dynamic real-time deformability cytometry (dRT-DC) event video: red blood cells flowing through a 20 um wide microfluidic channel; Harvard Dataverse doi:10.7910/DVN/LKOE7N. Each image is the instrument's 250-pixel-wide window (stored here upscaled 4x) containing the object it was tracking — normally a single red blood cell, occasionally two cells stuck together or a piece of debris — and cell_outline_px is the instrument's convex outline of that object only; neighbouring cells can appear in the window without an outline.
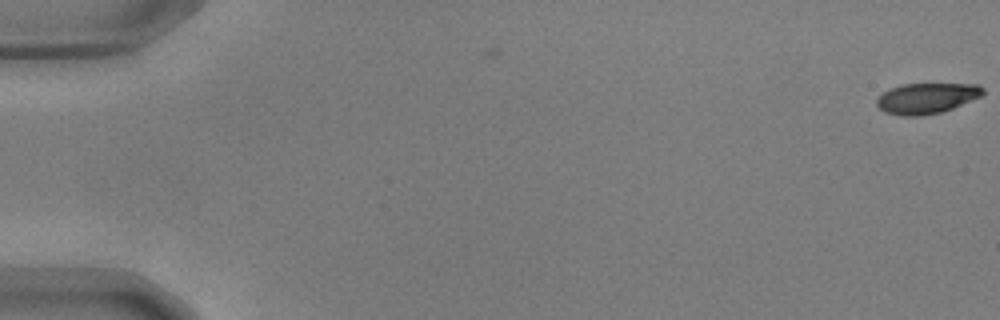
{"species": "common noctule bat (a hibernating species)", "species_latin": "Nyctalus noctula", "temperature_condition": "warm", "stored_images_in_passage": 3, "camera_frame_rate_fps": 3000, "um_per_image_px": 0.085, "animal": {"sex": "male", "body_mass_g": 17.9, "forearm_length_mm": 54.2}, "frame": {"image": 1, "passage_image": 3, "time_ms": 0.667, "image_size_px": [1000, 320], "cell_outline_px": [[984, 92], [980, 96], [952, 108], [940, 112], [920, 116], [904, 116], [884, 112], [876, 104], [876, 100], [884, 92], [900, 84], [980, 84], [984, 88]], "centroid_in_image_um": [78.76, 8.34], "position_along_channel_um": 6.2, "area_um2": 18.73}}